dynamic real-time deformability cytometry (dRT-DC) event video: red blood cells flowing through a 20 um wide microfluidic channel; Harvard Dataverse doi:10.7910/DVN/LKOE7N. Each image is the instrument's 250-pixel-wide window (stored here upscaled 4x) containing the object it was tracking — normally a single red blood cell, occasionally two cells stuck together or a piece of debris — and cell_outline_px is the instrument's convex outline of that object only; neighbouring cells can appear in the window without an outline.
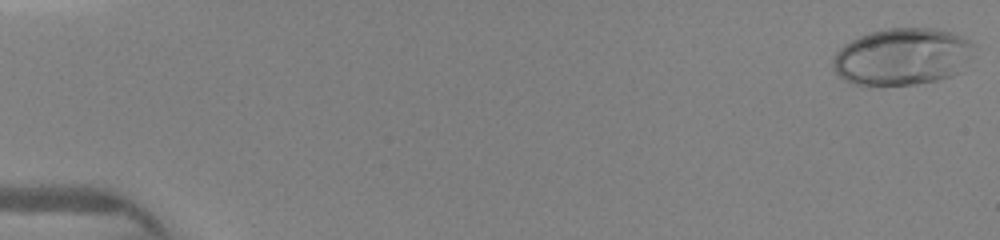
{"species": "human", "species_latin": "Homo sapiens", "temperature_condition": "warm", "stored_images_in_passage": 46, "camera_frame_rate_fps": 3000, "um_per_image_px": 0.085, "donor": {"sex": "female"}, "frame": {"image": 1, "passage_image": 1, "time_ms": 0.0, "image_size_px": [1000, 240], "cell_outline_px": [[976, 48], [960, 72], [936, 80], [916, 84], [868, 88], [844, 80], [832, 68], [832, 60], [836, 52], [844, 44], [860, 36], [872, 32], [888, 28], [936, 28], [960, 36], [968, 40]], "centroid_in_image_um": [76.65, 4.85], "position_along_channel_um": 8.4, "area_um2": 47.34}}
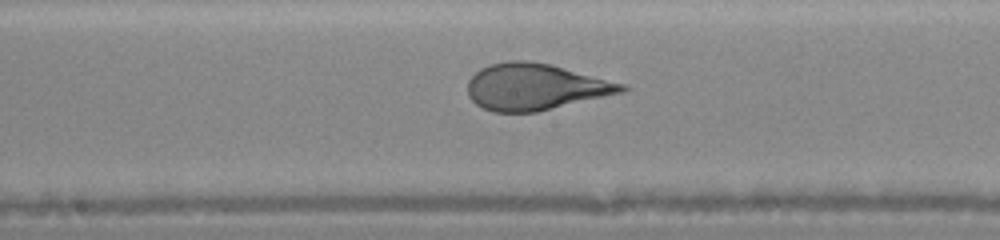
{"frame": {"image": 2, "passage_image": 28, "time_ms": 8.0, "image_size_px": [1000, 240], "cell_outline_px": [[628, 88], [624, 92], [536, 112], [492, 112], [476, 104], [468, 96], [468, 80], [480, 68], [492, 64], [508, 60], [528, 60], [552, 64], [628, 84]], "centroid_in_image_um": [45.53, 7.37], "position_along_channel_um": 202.7, "area_um2": 41.96}}
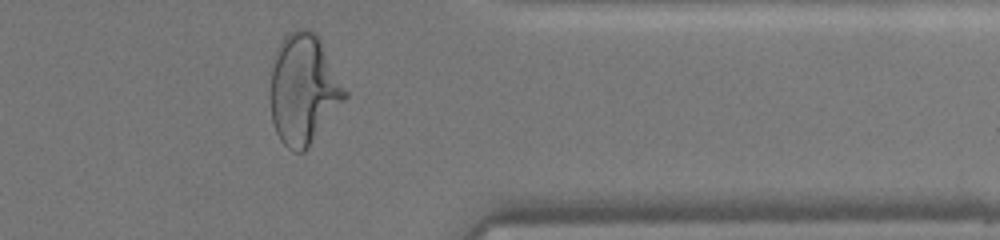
{"frame": {"image": 3, "passage_image": 41, "time_ms": 12.333, "image_size_px": [1000, 240], "cell_outline_px": [[348, 96], [308, 148], [304, 152], [292, 152], [280, 140], [276, 132], [272, 120], [268, 92], [268, 88], [276, 48], [284, 36], [296, 28], [312, 28], [320, 40], [348, 92]], "centroid_in_image_um": [25.77, 7.59], "position_along_channel_um": 385.6, "area_um2": 48.38}}